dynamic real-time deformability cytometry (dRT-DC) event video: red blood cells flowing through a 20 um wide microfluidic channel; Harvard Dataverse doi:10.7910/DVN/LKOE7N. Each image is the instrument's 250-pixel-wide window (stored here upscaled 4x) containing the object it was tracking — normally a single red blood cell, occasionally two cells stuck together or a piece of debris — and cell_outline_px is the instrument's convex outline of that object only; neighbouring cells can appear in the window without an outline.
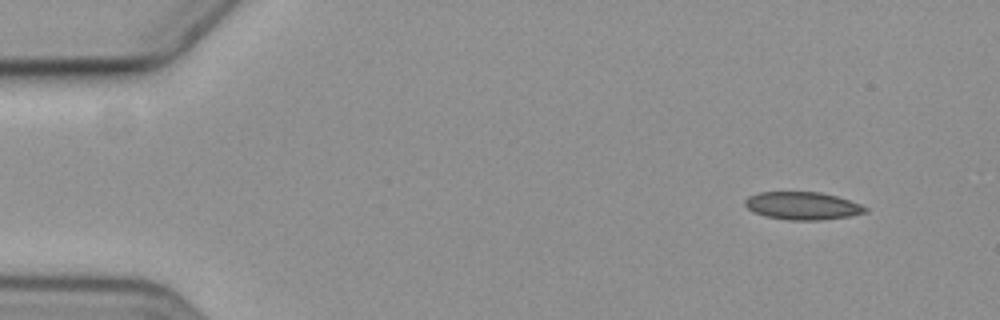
{"species": "common noctule bat (a hibernating species)", "species_latin": "Nyctalus noctula", "temperature_condition": "cold", "stored_images_in_passage": 3, "camera_frame_rate_fps": 3000, "um_per_image_px": 0.085, "animal": {"sex": "female", "body_mass_g": 19.3, "forearm_length_mm": 54.1}, "frame": {"image": 1, "passage_image": 1, "time_ms": 0.0, "image_size_px": [1000, 320], "cell_outline_px": [[868, 212], [848, 216], [820, 220], [788, 220], [768, 216], [752, 212], [744, 204], [744, 200], [748, 196], [760, 192], [820, 192], [836, 196], [860, 204], [868, 208]], "centroid_in_image_um": [68.2, 17.49], "position_along_channel_um": 16.8, "area_um2": 19.36}}